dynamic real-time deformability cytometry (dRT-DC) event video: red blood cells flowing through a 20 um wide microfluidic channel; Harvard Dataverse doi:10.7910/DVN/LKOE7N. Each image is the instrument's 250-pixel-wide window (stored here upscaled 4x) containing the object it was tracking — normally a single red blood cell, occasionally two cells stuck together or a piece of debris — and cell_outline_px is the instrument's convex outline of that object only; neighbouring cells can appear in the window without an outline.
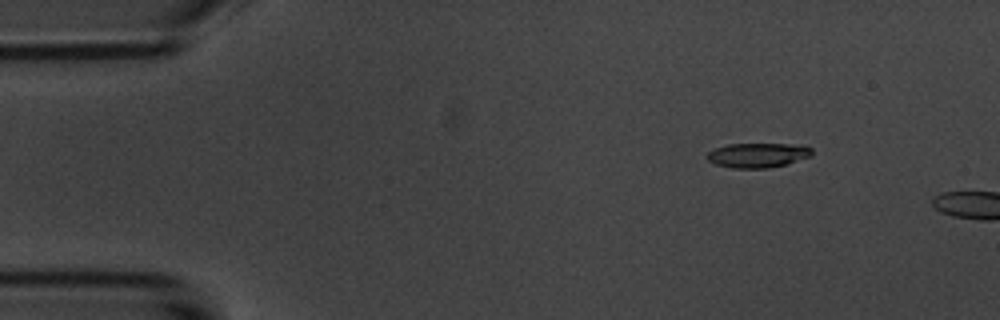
{"species": "common noctule bat (a hibernating species)", "species_latin": "Nyctalus noctula", "temperature_condition": "room temperature", "stored_images_in_passage": 3, "camera_frame_rate_fps": 3000, "um_per_image_px": 0.085, "animal": {"sex": "male", "body_mass_g": 20.1, "forearm_length_mm": 53.5}, "frame": {"image": 1, "passage_image": 2, "time_ms": 1.333, "image_size_px": [1000, 320], "cell_outline_px": [[812, 156], [784, 164], [768, 168], [732, 168], [716, 164], [708, 160], [704, 156], [708, 152], [716, 148], [728, 144], [804, 144], [812, 148]], "centroid_in_image_um": [64.42, 13.18], "position_along_channel_um": 20.6, "area_um2": 15.09}}